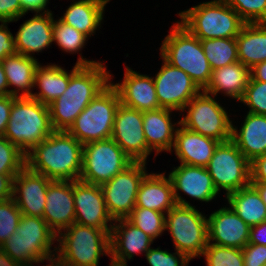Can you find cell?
Instances as JSON below:
<instances>
[{"instance_id":"15","label":"cell","mask_w":266,"mask_h":266,"mask_svg":"<svg viewBox=\"0 0 266 266\" xmlns=\"http://www.w3.org/2000/svg\"><path fill=\"white\" fill-rule=\"evenodd\" d=\"M111 138L133 160L147 163L152 150L147 146L143 132V112L119 104Z\"/></svg>"},{"instance_id":"55","label":"cell","mask_w":266,"mask_h":266,"mask_svg":"<svg viewBox=\"0 0 266 266\" xmlns=\"http://www.w3.org/2000/svg\"><path fill=\"white\" fill-rule=\"evenodd\" d=\"M251 184L257 189L258 193L261 196L262 201L266 205V183H262V182H251Z\"/></svg>"},{"instance_id":"5","label":"cell","mask_w":266,"mask_h":266,"mask_svg":"<svg viewBox=\"0 0 266 266\" xmlns=\"http://www.w3.org/2000/svg\"><path fill=\"white\" fill-rule=\"evenodd\" d=\"M178 16V22L200 40L236 38L245 24L224 0L202 2Z\"/></svg>"},{"instance_id":"7","label":"cell","mask_w":266,"mask_h":266,"mask_svg":"<svg viewBox=\"0 0 266 266\" xmlns=\"http://www.w3.org/2000/svg\"><path fill=\"white\" fill-rule=\"evenodd\" d=\"M110 232L77 223L57 235V253L72 266H98L101 255L110 257Z\"/></svg>"},{"instance_id":"30","label":"cell","mask_w":266,"mask_h":266,"mask_svg":"<svg viewBox=\"0 0 266 266\" xmlns=\"http://www.w3.org/2000/svg\"><path fill=\"white\" fill-rule=\"evenodd\" d=\"M1 63L7 77L8 87L14 88L9 89V95L30 97L33 93L35 71L40 64L37 59L16 53L5 57Z\"/></svg>"},{"instance_id":"54","label":"cell","mask_w":266,"mask_h":266,"mask_svg":"<svg viewBox=\"0 0 266 266\" xmlns=\"http://www.w3.org/2000/svg\"><path fill=\"white\" fill-rule=\"evenodd\" d=\"M0 266H22L0 249Z\"/></svg>"},{"instance_id":"51","label":"cell","mask_w":266,"mask_h":266,"mask_svg":"<svg viewBox=\"0 0 266 266\" xmlns=\"http://www.w3.org/2000/svg\"><path fill=\"white\" fill-rule=\"evenodd\" d=\"M251 77L256 81L266 82V61L251 68Z\"/></svg>"},{"instance_id":"16","label":"cell","mask_w":266,"mask_h":266,"mask_svg":"<svg viewBox=\"0 0 266 266\" xmlns=\"http://www.w3.org/2000/svg\"><path fill=\"white\" fill-rule=\"evenodd\" d=\"M73 198L75 223L100 230L112 229L114 220L107 211L100 185L73 181Z\"/></svg>"},{"instance_id":"39","label":"cell","mask_w":266,"mask_h":266,"mask_svg":"<svg viewBox=\"0 0 266 266\" xmlns=\"http://www.w3.org/2000/svg\"><path fill=\"white\" fill-rule=\"evenodd\" d=\"M245 23H266V0H224Z\"/></svg>"},{"instance_id":"9","label":"cell","mask_w":266,"mask_h":266,"mask_svg":"<svg viewBox=\"0 0 266 266\" xmlns=\"http://www.w3.org/2000/svg\"><path fill=\"white\" fill-rule=\"evenodd\" d=\"M165 231L170 232L175 251L190 260L201 258L208 244V222L195 206L176 204L166 213Z\"/></svg>"},{"instance_id":"40","label":"cell","mask_w":266,"mask_h":266,"mask_svg":"<svg viewBox=\"0 0 266 266\" xmlns=\"http://www.w3.org/2000/svg\"><path fill=\"white\" fill-rule=\"evenodd\" d=\"M239 102L249 107L250 113L266 115V82L251 77Z\"/></svg>"},{"instance_id":"27","label":"cell","mask_w":266,"mask_h":266,"mask_svg":"<svg viewBox=\"0 0 266 266\" xmlns=\"http://www.w3.org/2000/svg\"><path fill=\"white\" fill-rule=\"evenodd\" d=\"M241 128L232 123L231 140L251 163L266 154V115L247 112Z\"/></svg>"},{"instance_id":"17","label":"cell","mask_w":266,"mask_h":266,"mask_svg":"<svg viewBox=\"0 0 266 266\" xmlns=\"http://www.w3.org/2000/svg\"><path fill=\"white\" fill-rule=\"evenodd\" d=\"M176 204L192 206L180 191L201 202H211L219 194L206 167L181 164L168 174Z\"/></svg>"},{"instance_id":"20","label":"cell","mask_w":266,"mask_h":266,"mask_svg":"<svg viewBox=\"0 0 266 266\" xmlns=\"http://www.w3.org/2000/svg\"><path fill=\"white\" fill-rule=\"evenodd\" d=\"M208 243L243 249L249 241L250 227L228 206L207 218Z\"/></svg>"},{"instance_id":"31","label":"cell","mask_w":266,"mask_h":266,"mask_svg":"<svg viewBox=\"0 0 266 266\" xmlns=\"http://www.w3.org/2000/svg\"><path fill=\"white\" fill-rule=\"evenodd\" d=\"M110 0H77L71 3L60 19L87 37L95 34L103 22L106 4ZM100 26V27H99Z\"/></svg>"},{"instance_id":"11","label":"cell","mask_w":266,"mask_h":266,"mask_svg":"<svg viewBox=\"0 0 266 266\" xmlns=\"http://www.w3.org/2000/svg\"><path fill=\"white\" fill-rule=\"evenodd\" d=\"M132 162L133 160L112 138L84 144L79 180L101 186Z\"/></svg>"},{"instance_id":"8","label":"cell","mask_w":266,"mask_h":266,"mask_svg":"<svg viewBox=\"0 0 266 266\" xmlns=\"http://www.w3.org/2000/svg\"><path fill=\"white\" fill-rule=\"evenodd\" d=\"M120 98L111 83L76 117L67 132L82 145L111 138Z\"/></svg>"},{"instance_id":"24","label":"cell","mask_w":266,"mask_h":266,"mask_svg":"<svg viewBox=\"0 0 266 266\" xmlns=\"http://www.w3.org/2000/svg\"><path fill=\"white\" fill-rule=\"evenodd\" d=\"M73 69L68 72L58 64H47L42 66L39 64L35 71L34 88L40 90L38 93H32L31 98L40 101L42 104L49 105L58 97H60L67 89L70 76L81 65H93L99 63L95 60H87L80 54Z\"/></svg>"},{"instance_id":"18","label":"cell","mask_w":266,"mask_h":266,"mask_svg":"<svg viewBox=\"0 0 266 266\" xmlns=\"http://www.w3.org/2000/svg\"><path fill=\"white\" fill-rule=\"evenodd\" d=\"M154 240L127 218L114 220L110 232L111 266H127L128 260L146 253Z\"/></svg>"},{"instance_id":"41","label":"cell","mask_w":266,"mask_h":266,"mask_svg":"<svg viewBox=\"0 0 266 266\" xmlns=\"http://www.w3.org/2000/svg\"><path fill=\"white\" fill-rule=\"evenodd\" d=\"M21 217L13 198L0 202V246L16 231Z\"/></svg>"},{"instance_id":"53","label":"cell","mask_w":266,"mask_h":266,"mask_svg":"<svg viewBox=\"0 0 266 266\" xmlns=\"http://www.w3.org/2000/svg\"><path fill=\"white\" fill-rule=\"evenodd\" d=\"M9 95L8 81L4 72L2 63L0 62V96Z\"/></svg>"},{"instance_id":"48","label":"cell","mask_w":266,"mask_h":266,"mask_svg":"<svg viewBox=\"0 0 266 266\" xmlns=\"http://www.w3.org/2000/svg\"><path fill=\"white\" fill-rule=\"evenodd\" d=\"M251 182L266 183V154L251 162Z\"/></svg>"},{"instance_id":"42","label":"cell","mask_w":266,"mask_h":266,"mask_svg":"<svg viewBox=\"0 0 266 266\" xmlns=\"http://www.w3.org/2000/svg\"><path fill=\"white\" fill-rule=\"evenodd\" d=\"M145 257L150 266H188L190 259L178 252L171 253L162 250L160 247L153 249L152 247L145 253Z\"/></svg>"},{"instance_id":"46","label":"cell","mask_w":266,"mask_h":266,"mask_svg":"<svg viewBox=\"0 0 266 266\" xmlns=\"http://www.w3.org/2000/svg\"><path fill=\"white\" fill-rule=\"evenodd\" d=\"M16 96H0V136H4L10 118V109Z\"/></svg>"},{"instance_id":"4","label":"cell","mask_w":266,"mask_h":266,"mask_svg":"<svg viewBox=\"0 0 266 266\" xmlns=\"http://www.w3.org/2000/svg\"><path fill=\"white\" fill-rule=\"evenodd\" d=\"M163 39L160 57L173 67L186 72L203 90L210 81L212 69L205 56L199 38L190 33L178 21L171 26Z\"/></svg>"},{"instance_id":"25","label":"cell","mask_w":266,"mask_h":266,"mask_svg":"<svg viewBox=\"0 0 266 266\" xmlns=\"http://www.w3.org/2000/svg\"><path fill=\"white\" fill-rule=\"evenodd\" d=\"M219 143L213 138L203 136L179 124L171 153L175 152L181 164L207 167Z\"/></svg>"},{"instance_id":"43","label":"cell","mask_w":266,"mask_h":266,"mask_svg":"<svg viewBox=\"0 0 266 266\" xmlns=\"http://www.w3.org/2000/svg\"><path fill=\"white\" fill-rule=\"evenodd\" d=\"M243 266H266V246L247 243L242 249Z\"/></svg>"},{"instance_id":"12","label":"cell","mask_w":266,"mask_h":266,"mask_svg":"<svg viewBox=\"0 0 266 266\" xmlns=\"http://www.w3.org/2000/svg\"><path fill=\"white\" fill-rule=\"evenodd\" d=\"M206 168L225 196L251 184V163L231 139L218 144Z\"/></svg>"},{"instance_id":"37","label":"cell","mask_w":266,"mask_h":266,"mask_svg":"<svg viewBox=\"0 0 266 266\" xmlns=\"http://www.w3.org/2000/svg\"><path fill=\"white\" fill-rule=\"evenodd\" d=\"M207 266H243L242 249L207 244L203 254Z\"/></svg>"},{"instance_id":"32","label":"cell","mask_w":266,"mask_h":266,"mask_svg":"<svg viewBox=\"0 0 266 266\" xmlns=\"http://www.w3.org/2000/svg\"><path fill=\"white\" fill-rule=\"evenodd\" d=\"M238 60L249 69L266 61V23H245L236 36Z\"/></svg>"},{"instance_id":"1","label":"cell","mask_w":266,"mask_h":266,"mask_svg":"<svg viewBox=\"0 0 266 266\" xmlns=\"http://www.w3.org/2000/svg\"><path fill=\"white\" fill-rule=\"evenodd\" d=\"M103 62L81 65L69 78L65 92L49 104L54 131H67L76 117L109 84L112 75Z\"/></svg>"},{"instance_id":"26","label":"cell","mask_w":266,"mask_h":266,"mask_svg":"<svg viewBox=\"0 0 266 266\" xmlns=\"http://www.w3.org/2000/svg\"><path fill=\"white\" fill-rule=\"evenodd\" d=\"M173 111L159 108L143 112V132L146 143L152 151L156 152V156L163 151L171 153L173 149L175 132L180 124V121L172 122L171 114Z\"/></svg>"},{"instance_id":"13","label":"cell","mask_w":266,"mask_h":266,"mask_svg":"<svg viewBox=\"0 0 266 266\" xmlns=\"http://www.w3.org/2000/svg\"><path fill=\"white\" fill-rule=\"evenodd\" d=\"M146 164L133 161L110 181L101 185L107 211L113 220L127 218L135 208L140 184L148 174Z\"/></svg>"},{"instance_id":"49","label":"cell","mask_w":266,"mask_h":266,"mask_svg":"<svg viewBox=\"0 0 266 266\" xmlns=\"http://www.w3.org/2000/svg\"><path fill=\"white\" fill-rule=\"evenodd\" d=\"M17 174H0V202L13 198V178Z\"/></svg>"},{"instance_id":"52","label":"cell","mask_w":266,"mask_h":266,"mask_svg":"<svg viewBox=\"0 0 266 266\" xmlns=\"http://www.w3.org/2000/svg\"><path fill=\"white\" fill-rule=\"evenodd\" d=\"M45 261H48L49 264H46V266H72L68 262H66L57 252L55 254H51L41 260H38V263H43Z\"/></svg>"},{"instance_id":"28","label":"cell","mask_w":266,"mask_h":266,"mask_svg":"<svg viewBox=\"0 0 266 266\" xmlns=\"http://www.w3.org/2000/svg\"><path fill=\"white\" fill-rule=\"evenodd\" d=\"M163 173H148L142 180L135 207L148 208L167 213L176 205L169 176Z\"/></svg>"},{"instance_id":"14","label":"cell","mask_w":266,"mask_h":266,"mask_svg":"<svg viewBox=\"0 0 266 266\" xmlns=\"http://www.w3.org/2000/svg\"><path fill=\"white\" fill-rule=\"evenodd\" d=\"M162 67L153 77L158 103L161 108L179 111L195 97L201 89L183 70L173 67L162 58Z\"/></svg>"},{"instance_id":"33","label":"cell","mask_w":266,"mask_h":266,"mask_svg":"<svg viewBox=\"0 0 266 266\" xmlns=\"http://www.w3.org/2000/svg\"><path fill=\"white\" fill-rule=\"evenodd\" d=\"M225 198L229 207L249 227L266 221V205L252 184L230 193Z\"/></svg>"},{"instance_id":"3","label":"cell","mask_w":266,"mask_h":266,"mask_svg":"<svg viewBox=\"0 0 266 266\" xmlns=\"http://www.w3.org/2000/svg\"><path fill=\"white\" fill-rule=\"evenodd\" d=\"M49 106L31 97H16L4 137L25 155L52 132Z\"/></svg>"},{"instance_id":"36","label":"cell","mask_w":266,"mask_h":266,"mask_svg":"<svg viewBox=\"0 0 266 266\" xmlns=\"http://www.w3.org/2000/svg\"><path fill=\"white\" fill-rule=\"evenodd\" d=\"M88 39L86 35L64 23L60 18L54 19L53 42L62 51L70 54L78 53L85 47Z\"/></svg>"},{"instance_id":"21","label":"cell","mask_w":266,"mask_h":266,"mask_svg":"<svg viewBox=\"0 0 266 266\" xmlns=\"http://www.w3.org/2000/svg\"><path fill=\"white\" fill-rule=\"evenodd\" d=\"M45 200L43 219L57 235L75 223L73 181L52 180Z\"/></svg>"},{"instance_id":"23","label":"cell","mask_w":266,"mask_h":266,"mask_svg":"<svg viewBox=\"0 0 266 266\" xmlns=\"http://www.w3.org/2000/svg\"><path fill=\"white\" fill-rule=\"evenodd\" d=\"M53 13H35L20 25L14 36L16 52L35 58L34 53L42 52L53 43Z\"/></svg>"},{"instance_id":"45","label":"cell","mask_w":266,"mask_h":266,"mask_svg":"<svg viewBox=\"0 0 266 266\" xmlns=\"http://www.w3.org/2000/svg\"><path fill=\"white\" fill-rule=\"evenodd\" d=\"M20 18L19 0H0V22H17Z\"/></svg>"},{"instance_id":"47","label":"cell","mask_w":266,"mask_h":266,"mask_svg":"<svg viewBox=\"0 0 266 266\" xmlns=\"http://www.w3.org/2000/svg\"><path fill=\"white\" fill-rule=\"evenodd\" d=\"M21 5V18L29 13H50L51 10L46 8L49 0H19Z\"/></svg>"},{"instance_id":"10","label":"cell","mask_w":266,"mask_h":266,"mask_svg":"<svg viewBox=\"0 0 266 266\" xmlns=\"http://www.w3.org/2000/svg\"><path fill=\"white\" fill-rule=\"evenodd\" d=\"M214 97L201 90L183 108L187 113L179 121L191 131L225 142L231 139L232 120Z\"/></svg>"},{"instance_id":"29","label":"cell","mask_w":266,"mask_h":266,"mask_svg":"<svg viewBox=\"0 0 266 266\" xmlns=\"http://www.w3.org/2000/svg\"><path fill=\"white\" fill-rule=\"evenodd\" d=\"M251 78V69L241 62L212 71L211 78L204 92L217 97L218 93L240 101Z\"/></svg>"},{"instance_id":"34","label":"cell","mask_w":266,"mask_h":266,"mask_svg":"<svg viewBox=\"0 0 266 266\" xmlns=\"http://www.w3.org/2000/svg\"><path fill=\"white\" fill-rule=\"evenodd\" d=\"M200 41L212 71L239 61L235 38H214Z\"/></svg>"},{"instance_id":"38","label":"cell","mask_w":266,"mask_h":266,"mask_svg":"<svg viewBox=\"0 0 266 266\" xmlns=\"http://www.w3.org/2000/svg\"><path fill=\"white\" fill-rule=\"evenodd\" d=\"M25 166V154L6 137L0 136V174H17Z\"/></svg>"},{"instance_id":"44","label":"cell","mask_w":266,"mask_h":266,"mask_svg":"<svg viewBox=\"0 0 266 266\" xmlns=\"http://www.w3.org/2000/svg\"><path fill=\"white\" fill-rule=\"evenodd\" d=\"M0 62L9 55L16 54L14 35L8 29L11 22H0Z\"/></svg>"},{"instance_id":"50","label":"cell","mask_w":266,"mask_h":266,"mask_svg":"<svg viewBox=\"0 0 266 266\" xmlns=\"http://www.w3.org/2000/svg\"><path fill=\"white\" fill-rule=\"evenodd\" d=\"M248 243L266 246V221L250 227Z\"/></svg>"},{"instance_id":"2","label":"cell","mask_w":266,"mask_h":266,"mask_svg":"<svg viewBox=\"0 0 266 266\" xmlns=\"http://www.w3.org/2000/svg\"><path fill=\"white\" fill-rule=\"evenodd\" d=\"M26 166L51 180H79L83 145L67 131H53L25 155Z\"/></svg>"},{"instance_id":"6","label":"cell","mask_w":266,"mask_h":266,"mask_svg":"<svg viewBox=\"0 0 266 266\" xmlns=\"http://www.w3.org/2000/svg\"><path fill=\"white\" fill-rule=\"evenodd\" d=\"M57 234L40 217L22 214L16 231L0 246L14 261L23 265L37 263L51 254H55L57 246L52 250Z\"/></svg>"},{"instance_id":"35","label":"cell","mask_w":266,"mask_h":266,"mask_svg":"<svg viewBox=\"0 0 266 266\" xmlns=\"http://www.w3.org/2000/svg\"><path fill=\"white\" fill-rule=\"evenodd\" d=\"M127 219L153 240L165 231L166 214L156 210L135 207Z\"/></svg>"},{"instance_id":"19","label":"cell","mask_w":266,"mask_h":266,"mask_svg":"<svg viewBox=\"0 0 266 266\" xmlns=\"http://www.w3.org/2000/svg\"><path fill=\"white\" fill-rule=\"evenodd\" d=\"M52 180L25 166L13 178V199L22 214L43 218L45 199Z\"/></svg>"},{"instance_id":"22","label":"cell","mask_w":266,"mask_h":266,"mask_svg":"<svg viewBox=\"0 0 266 266\" xmlns=\"http://www.w3.org/2000/svg\"><path fill=\"white\" fill-rule=\"evenodd\" d=\"M125 69L122 82L114 84L110 81L118 92L120 103L142 112L161 108L153 77L140 74L128 66Z\"/></svg>"}]
</instances>
